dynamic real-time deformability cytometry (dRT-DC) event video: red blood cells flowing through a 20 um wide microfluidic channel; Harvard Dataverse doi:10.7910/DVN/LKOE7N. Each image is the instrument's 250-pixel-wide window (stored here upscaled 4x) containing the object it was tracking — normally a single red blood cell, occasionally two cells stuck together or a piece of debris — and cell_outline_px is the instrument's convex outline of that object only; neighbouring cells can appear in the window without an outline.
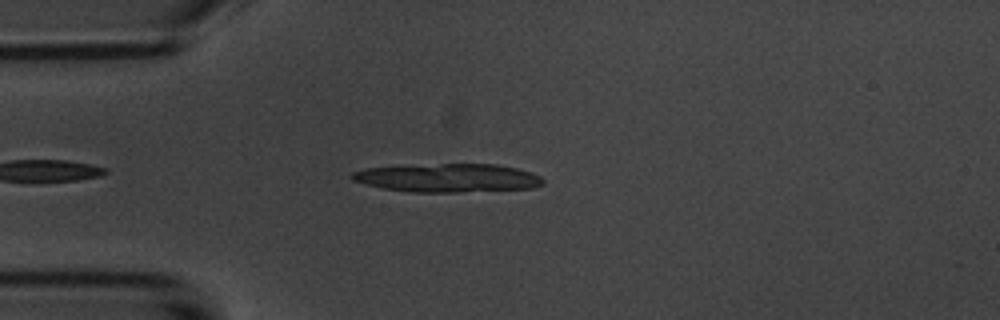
{"species": "common noctule bat (a hibernating species)", "species_latin": "Nyctalus noctula", "temperature_condition": "room temperature", "stored_images_in_passage": 8, "segment_of_instrument_passage": [1, 2], "camera_frame_rate_fps": 3000, "um_per_image_px": 0.085, "animal": {"sex": "male", "body_mass_g": 20.1, "forearm_length_mm": 53.5}, "frame": {"image": 1, "passage_image": 4, "time_ms": 3.333, "image_size_px": [1000, 320], "cell_outline_px": [[544, 184], [532, 188], [456, 192], [412, 192], [384, 188], [352, 180], [348, 176], [352, 172], [364, 168], [440, 164], [496, 164], [516, 168], [540, 176], [544, 180]], "centroid_in_image_um": [38.06, 15.12], "position_along_channel_um": 46.9, "area_um2": 31.39}}